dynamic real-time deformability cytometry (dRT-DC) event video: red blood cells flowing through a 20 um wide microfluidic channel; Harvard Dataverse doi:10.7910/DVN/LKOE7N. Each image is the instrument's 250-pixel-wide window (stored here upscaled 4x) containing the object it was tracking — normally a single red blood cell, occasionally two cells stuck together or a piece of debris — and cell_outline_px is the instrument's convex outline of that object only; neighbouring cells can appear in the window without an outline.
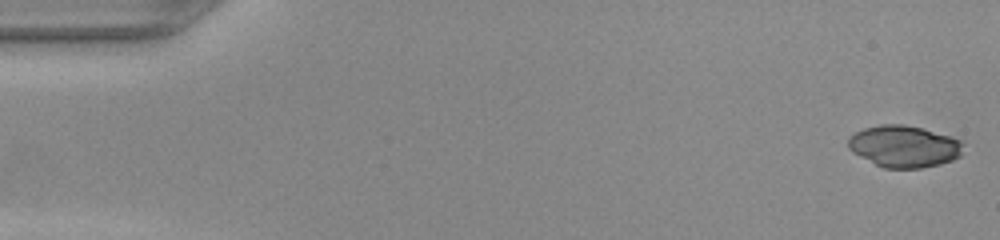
{"species": "common noctule bat (a hibernating species)", "species_latin": "Nyctalus noctula", "temperature_condition": "warm", "stored_images_in_passage": 49, "camera_frame_rate_fps": 3000, "um_per_image_px": 0.085, "animal": {"sex": "female", "body_mass_g": 22.0, "forearm_length_mm": 56.7}, "frame": {"image": 1, "passage_image": 1, "time_ms": 0.0, "image_size_px": [1000, 240], "cell_outline_px": [[960, 156], [952, 160], [940, 164], [920, 168], [884, 168], [852, 152], [848, 148], [848, 136], [864, 128], [880, 124], [904, 124], [924, 128], [960, 140]], "centroid_in_image_um": [76.79, 12.43], "position_along_channel_um": 8.2, "area_um2": 27.8}}